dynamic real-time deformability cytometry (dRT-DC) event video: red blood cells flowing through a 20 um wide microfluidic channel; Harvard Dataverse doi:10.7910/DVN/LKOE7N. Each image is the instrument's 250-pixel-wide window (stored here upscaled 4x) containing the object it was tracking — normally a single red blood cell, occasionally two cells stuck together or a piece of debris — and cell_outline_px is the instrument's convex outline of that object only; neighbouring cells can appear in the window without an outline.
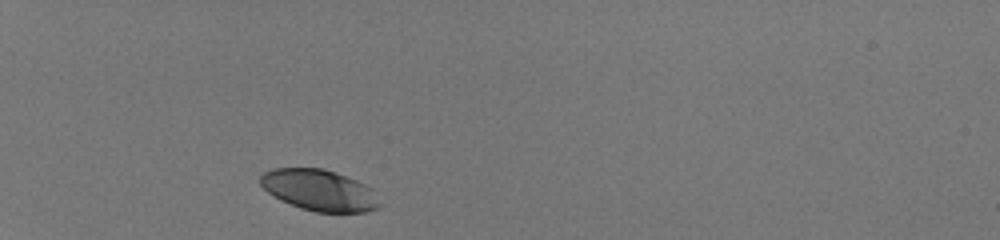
{"species": "human", "species_latin": "Homo sapiens", "temperature_condition": "room temperature", "stored_images_in_passage": 31, "camera_frame_rate_fps": 3000, "um_per_image_px": 0.085, "donor": {"sex": "male"}, "frame": {"image": 1, "passage_image": 1, "time_ms": 0.0, "image_size_px": [1000, 240], "cell_outline_px": [[384, 204], [380, 208], [364, 212], [316, 212], [300, 208], [280, 200], [268, 192], [260, 184], [260, 176], [264, 172], [272, 168], [320, 168], [336, 172], [356, 180], [372, 188]], "centroid_in_image_um": [27.19, 16.18], "position_along_channel_um": 57.8, "area_um2": 28.9}}
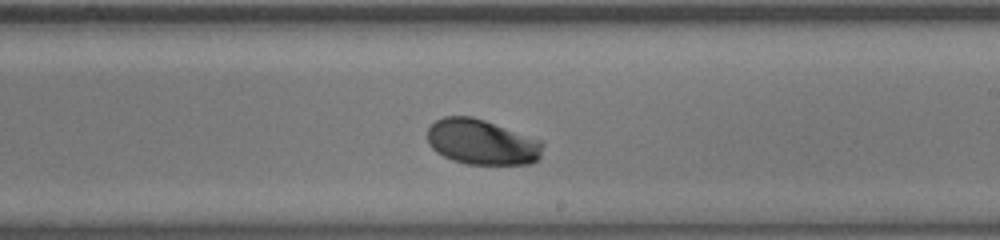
{"frame": {"image": 2, "passage_image": 18, "time_ms": 5.667, "image_size_px": [1000, 240], "cell_outline_px": [[544, 144], [540, 156], [532, 164], [468, 164], [452, 160], [436, 152], [428, 144], [428, 128], [436, 120], [444, 116], [472, 116], [544, 140]], "centroid_in_image_um": [40.98, 12.07], "position_along_channel_um": 248.0, "area_um2": 30.69}}
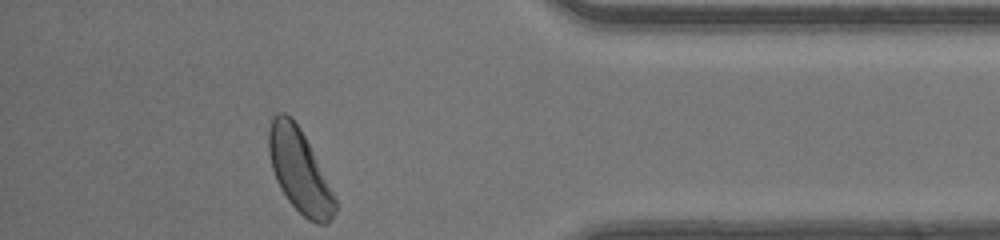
{"frame": {"image": 3, "passage_image": 31, "time_ms": 10.0, "image_size_px": [1000, 240], "cell_outline_px": [[336, 212], [328, 224], [316, 224], [308, 220], [288, 200], [280, 188], [276, 180], [272, 168], [268, 152], [268, 128], [272, 116], [276, 112], [284, 112], [292, 116], [300, 128], [336, 200]], "centroid_in_image_um": [25.41, 14.5], "position_along_channel_um": 409.8, "area_um2": 31.79}, "authors_computed_cell_mechanics": {"area_um2": 30.5762, "velocity_mm_per_s": 4.1218, "shape_relaxation_time_tau1_ms": 1.1504, "shape_relaxation_time_tau2_ms": null, "deformation_change_tau1": 0.104, "deformation_change_tau2": null}}